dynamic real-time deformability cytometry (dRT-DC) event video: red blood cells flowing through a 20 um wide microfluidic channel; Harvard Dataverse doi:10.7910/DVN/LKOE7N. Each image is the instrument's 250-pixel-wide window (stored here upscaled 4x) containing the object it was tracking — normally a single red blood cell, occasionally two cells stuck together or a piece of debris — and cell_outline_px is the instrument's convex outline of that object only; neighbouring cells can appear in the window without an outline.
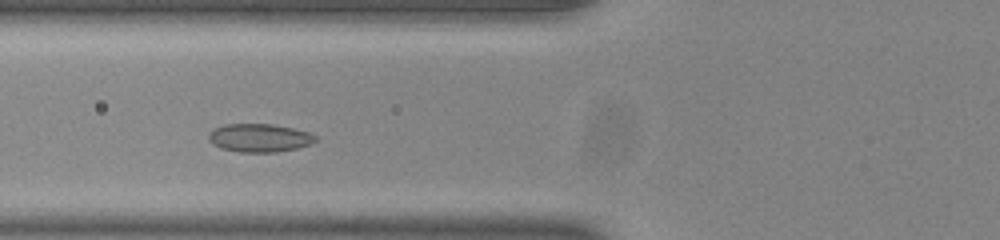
{"species": "common noctule bat (a hibernating species)", "species_latin": "Nyctalus noctula", "temperature_condition": "room temperature", "stored_images_in_passage": 39, "camera_frame_rate_fps": 3000, "um_per_image_px": 0.085, "animal": {"sex": "male", "body_mass_g": 20.0, "forearm_length_mm": 53.3}, "frame": {"image": 1, "passage_image": 6, "time_ms": 1.667, "image_size_px": [1000, 240], "cell_outline_px": [[316, 140], [312, 144], [296, 148], [276, 152], [240, 152], [220, 148], [212, 144], [208, 140], [208, 136], [212, 128], [224, 124], [272, 124], [292, 128], [308, 132], [316, 136]], "centroid_in_image_um": [22.01, 11.72], "position_along_channel_um": 103.8, "area_um2": 17.69}}
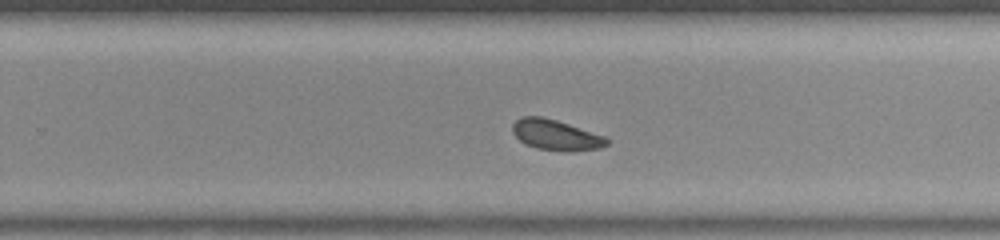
{"frame": {"image": 2, "passage_image": 20, "time_ms": 6.333, "image_size_px": [1000, 240], "cell_outline_px": [[608, 144], [600, 148], [536, 148], [524, 144], [512, 132], [512, 124], [516, 120], [524, 116], [540, 116], [556, 120], [604, 136], [608, 140]], "centroid_in_image_um": [47.16, 11.41], "position_along_channel_um": 282.6, "area_um2": 15.72}}
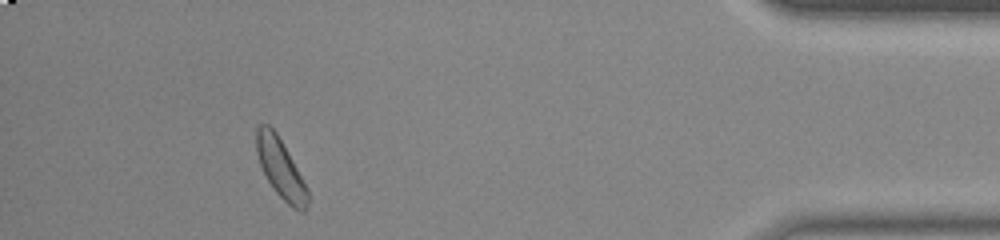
{"frame": {"image": 3, "passage_image": 34, "time_ms": 11.0, "image_size_px": [1000, 240], "cell_outline_px": [[308, 204], [304, 212], [300, 212], [292, 208], [276, 192], [268, 180], [260, 164], [256, 152], [256, 128], [260, 124], [268, 124], [276, 132], [308, 188]], "centroid_in_image_um": [23.85, 14.33], "position_along_channel_um": 411.3, "area_um2": 17.46}, "authors_computed_cell_mechanics": {"area_um2": 17.1088, "velocity_mm_per_s": 3.8418, "shape_relaxation_time_tau1_ms": 6.4566, "shape_relaxation_time_tau2_ms": 5.4859, "deformation_change_tau1": 0.1115, "deformation_change_tau2": 0.0998}}